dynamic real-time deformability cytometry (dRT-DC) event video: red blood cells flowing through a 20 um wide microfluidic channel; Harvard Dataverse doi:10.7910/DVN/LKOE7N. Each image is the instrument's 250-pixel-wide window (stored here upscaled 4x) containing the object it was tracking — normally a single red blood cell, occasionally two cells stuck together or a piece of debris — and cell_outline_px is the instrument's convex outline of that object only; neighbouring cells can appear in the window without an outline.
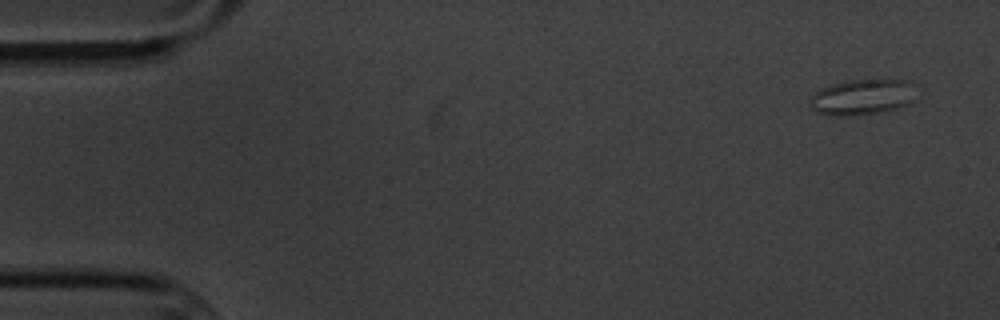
{"species": "common noctule bat (a hibernating species)", "species_latin": "Nyctalus noctula", "temperature_condition": "cold", "stored_images_in_passage": 6, "segment_of_instrument_passage": [1, 2], "camera_frame_rate_fps": 3000, "um_per_image_px": 0.085, "animal": {"sex": "male", "body_mass_g": 20.1, "forearm_length_mm": 53.5}, "frame": {"image": 1, "passage_image": 1, "time_ms": 0.0, "image_size_px": [1000, 320], "cell_outline_px": [[916, 96], [908, 104], [896, 108], [876, 112], [844, 116], [840, 116], [816, 112], [808, 104], [812, 96], [820, 88], [832, 84], [852, 80], [908, 80], [916, 92]], "centroid_in_image_um": [73.28, 8.24], "position_along_channel_um": 11.7, "area_um2": 21.73}}
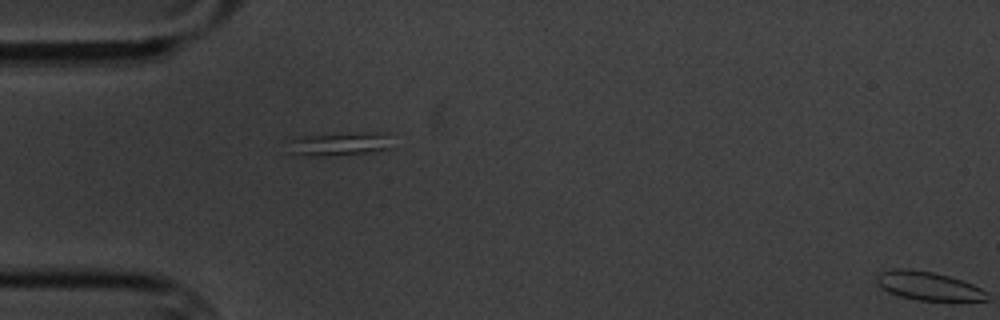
{"frame": {"image": 2, "passage_image": 5, "time_ms": 4.667, "image_size_px": [1000, 320], "cell_outline_px": [[396, 148], [376, 152], [324, 156], [312, 156], [288, 152], [284, 140], [300, 136], [364, 132], [388, 132]], "centroid_in_image_um": [28.91, 12.23], "position_along_channel_um": 56.1, "area_um2": 15.09}}